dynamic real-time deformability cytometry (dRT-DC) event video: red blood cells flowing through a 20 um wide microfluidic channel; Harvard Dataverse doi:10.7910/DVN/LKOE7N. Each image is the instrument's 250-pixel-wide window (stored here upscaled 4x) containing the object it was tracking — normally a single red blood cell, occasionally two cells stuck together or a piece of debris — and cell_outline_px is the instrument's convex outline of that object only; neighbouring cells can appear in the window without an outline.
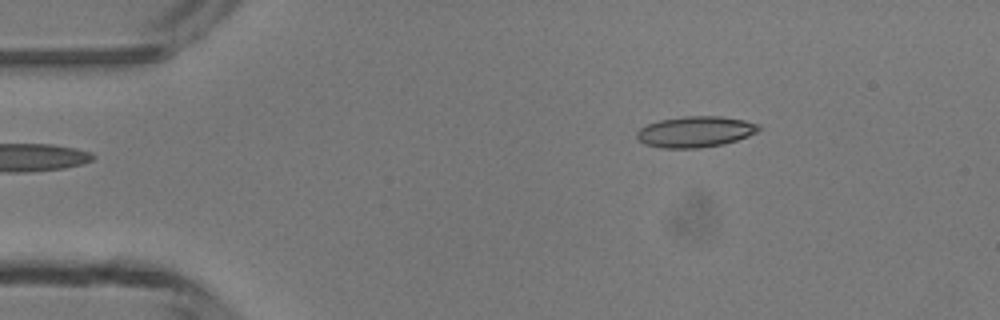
{"species": "common noctule bat (a hibernating species)", "species_latin": "Nyctalus noctula", "temperature_condition": "room temperature", "stored_images_in_passage": 2, "camera_frame_rate_fps": 3000, "um_per_image_px": 0.085, "animal": {"sex": "male", "body_mass_g": 13.3}, "frame": {"image": 1, "passage_image": 1, "time_ms": 0.0, "image_size_px": [1000, 320], "cell_outline_px": [[760, 128], [756, 132], [748, 136], [724, 144], [700, 148], [664, 148], [644, 144], [636, 136], [636, 132], [640, 128], [648, 124], [660, 120], [684, 116], [720, 116], [744, 120], [760, 124]], "centroid_in_image_um": [59.11, 11.2], "position_along_channel_um": 25.9, "area_um2": 21.96}}